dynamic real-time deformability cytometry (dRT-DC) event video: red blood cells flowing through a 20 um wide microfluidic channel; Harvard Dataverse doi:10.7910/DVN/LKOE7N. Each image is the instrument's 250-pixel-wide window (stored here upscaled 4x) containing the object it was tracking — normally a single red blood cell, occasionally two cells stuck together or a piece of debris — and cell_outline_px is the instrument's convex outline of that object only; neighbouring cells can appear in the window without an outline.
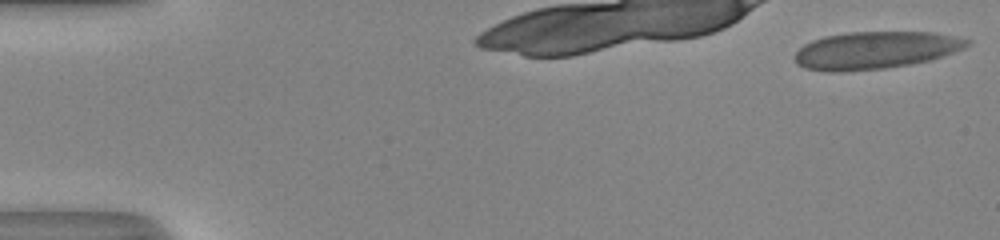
{"species": "human", "species_latin": "Homo sapiens", "temperature_condition": "room temperature", "stored_images_in_passage": 33, "camera_frame_rate_fps": 3000, "um_per_image_px": 0.085, "donor": {"sex": "male"}, "frame": {"image": 1, "passage_image": 1, "time_ms": 0.0, "image_size_px": [1000, 240], "cell_outline_px": [[972, 40], [964, 48], [932, 60], [912, 64], [884, 68], [840, 72], [828, 72], [804, 68], [796, 64], [796, 52], [804, 44], [812, 40], [824, 36], [848, 32], [936, 32], [956, 36]], "centroid_in_image_um": [74.42, 4.27], "position_along_channel_um": 10.6, "area_um2": 37.74}}